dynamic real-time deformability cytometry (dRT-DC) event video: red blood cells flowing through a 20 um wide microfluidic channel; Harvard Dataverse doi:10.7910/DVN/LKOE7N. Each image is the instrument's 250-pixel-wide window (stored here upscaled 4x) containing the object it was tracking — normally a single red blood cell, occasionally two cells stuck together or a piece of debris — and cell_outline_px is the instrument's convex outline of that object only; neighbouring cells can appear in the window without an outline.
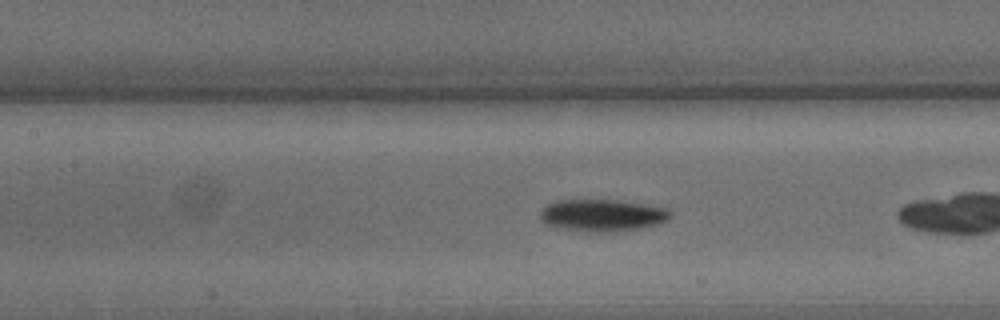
{"species": "common noctule bat (a hibernating species)", "species_latin": "Nyctalus noctula", "temperature_condition": "warm", "stored_images_in_passage": 24, "camera_frame_rate_fps": 3000, "um_per_image_px": 0.085, "animal": {"sex": "male", "body_mass_g": 15.6}, "frame": {"image": 1, "passage_image": 7, "time_ms": 2.0, "image_size_px": [1000, 320], "cell_outline_px": [[672, 216], [668, 220], [644, 228], [616, 232], [580, 232], [556, 228], [544, 224], [540, 216], [540, 212], [548, 204], [556, 200], [620, 200], [668, 208], [672, 212]], "centroid_in_image_um": [51.2, 18.32], "position_along_channel_um": 156.2, "area_um2": 24.85}}
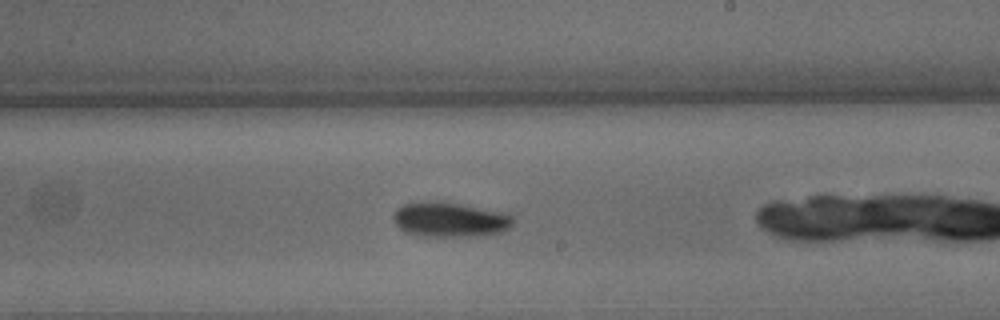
{"frame": {"image": 2, "passage_image": 14, "time_ms": 4.333, "image_size_px": [1000, 320], "cell_outline_px": [[512, 224], [504, 232], [488, 236], [416, 236], [400, 228], [392, 220], [392, 216], [396, 208], [404, 204], [416, 200], [440, 200], [512, 212]], "centroid_in_image_um": [38.28, 18.63], "position_along_channel_um": 250.7, "area_um2": 25.37}}
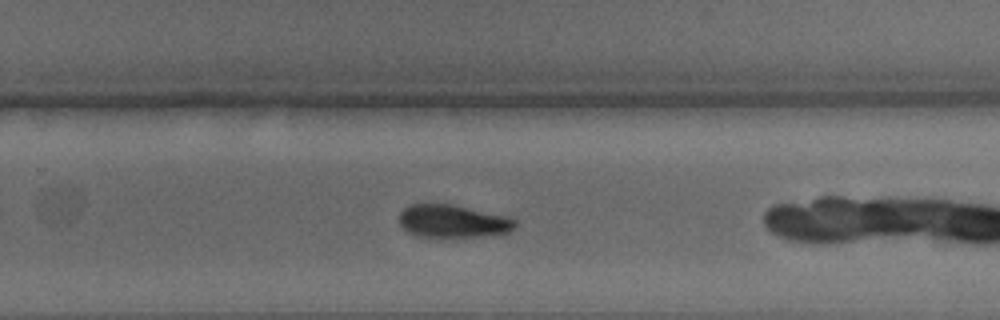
{"frame": {"image": 3, "passage_image": 17, "time_ms": 5.333, "image_size_px": [1000, 320], "cell_outline_px": [[516, 228], [508, 232], [492, 236], [420, 236], [408, 232], [400, 224], [400, 212], [408, 204], [452, 204], [508, 216], [516, 220]], "centroid_in_image_um": [38.53, 18.79], "position_along_channel_um": 291.3, "area_um2": 22.14}, "authors_computed_cell_mechanics": {"area_um2": 23.5246, "velocity_mm_per_s": 4.0672, "shape_relaxation_time_tau1_ms": 1.3974, "shape_relaxation_time_tau2_ms": null, "deformation_change_tau1": 0.0793, "deformation_change_tau2": null}}